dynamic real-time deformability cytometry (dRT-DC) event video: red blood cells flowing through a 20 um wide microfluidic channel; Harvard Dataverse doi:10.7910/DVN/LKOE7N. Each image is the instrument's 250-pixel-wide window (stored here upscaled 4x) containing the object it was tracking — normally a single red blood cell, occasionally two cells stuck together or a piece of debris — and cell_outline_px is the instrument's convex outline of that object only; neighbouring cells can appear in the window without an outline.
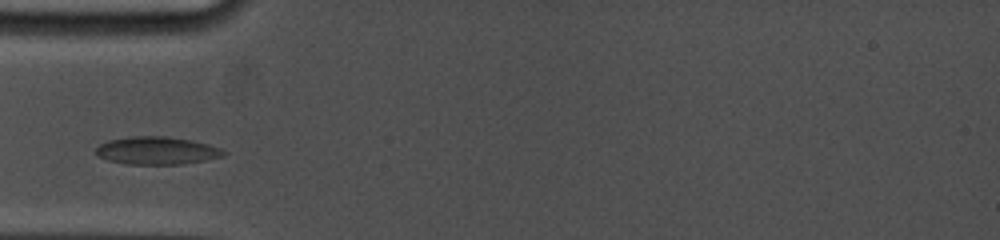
{"species": "common noctule bat (a hibernating species)", "species_latin": "Nyctalus noctula", "temperature_condition": "cold", "stored_images_in_passage": 24, "camera_frame_rate_fps": 5000, "um_per_image_px": 0.085, "animal": {"sex": "female", "body_mass_g": 19.0, "forearm_length_mm": 53.3}, "frame": {"image": 1, "passage_image": 6, "time_ms": 2.2, "image_size_px": [1000, 240], "cell_outline_px": [[228, 152], [224, 156], [204, 160], [180, 164], [128, 164], [108, 160], [96, 156], [92, 152], [100, 144], [108, 140], [128, 136], [168, 136], [192, 140], [208, 144], [220, 148]], "centroid_in_image_um": [13.29, 12.79], "position_along_channel_um": 71.7, "area_um2": 20.87}}
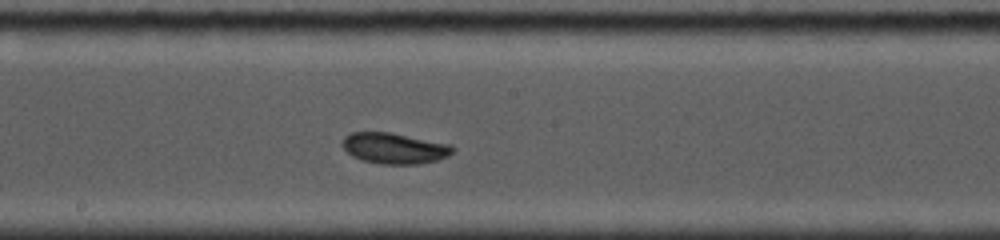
{"frame": {"image": 2, "passage_image": 13, "time_ms": 6.0, "image_size_px": [1000, 240], "cell_outline_px": [[456, 148], [448, 156], [436, 160], [416, 164], [380, 164], [364, 160], [352, 156], [340, 144], [344, 136], [352, 132], [392, 132], [452, 144]], "centroid_in_image_um": [33.53, 12.58], "position_along_channel_um": 214.7, "area_um2": 20.0}}
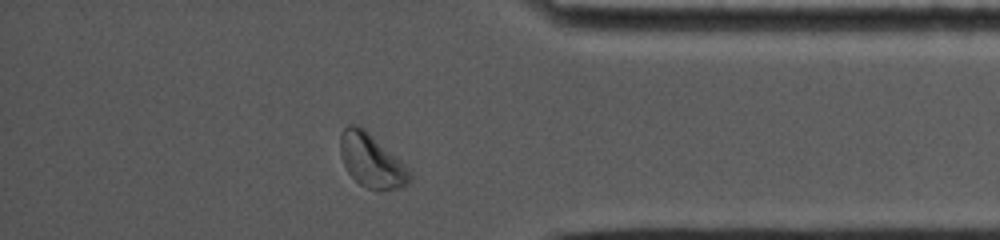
{"frame": {"image": 3, "passage_image": 22, "time_ms": 11.2, "image_size_px": [1000, 240], "cell_outline_px": [[412, 180], [408, 184], [400, 188], [384, 192], [380, 192], [368, 188], [360, 184], [348, 172], [340, 156], [340, 132], [348, 124], [356, 124], [364, 128], [396, 156], [408, 168], [412, 176]], "centroid_in_image_um": [31.58, 13.67], "position_along_channel_um": 403.6, "area_um2": 21.96}, "authors_computed_cell_mechanics": {"area_um2": 19.7965, "velocity_mm_per_s": 3.7593, "shape_relaxation_time_tau1_ms": 7.0145, "shape_relaxation_time_tau2_ms": null, "deformation_change_tau1": 0.1435, "deformation_change_tau2": null}}